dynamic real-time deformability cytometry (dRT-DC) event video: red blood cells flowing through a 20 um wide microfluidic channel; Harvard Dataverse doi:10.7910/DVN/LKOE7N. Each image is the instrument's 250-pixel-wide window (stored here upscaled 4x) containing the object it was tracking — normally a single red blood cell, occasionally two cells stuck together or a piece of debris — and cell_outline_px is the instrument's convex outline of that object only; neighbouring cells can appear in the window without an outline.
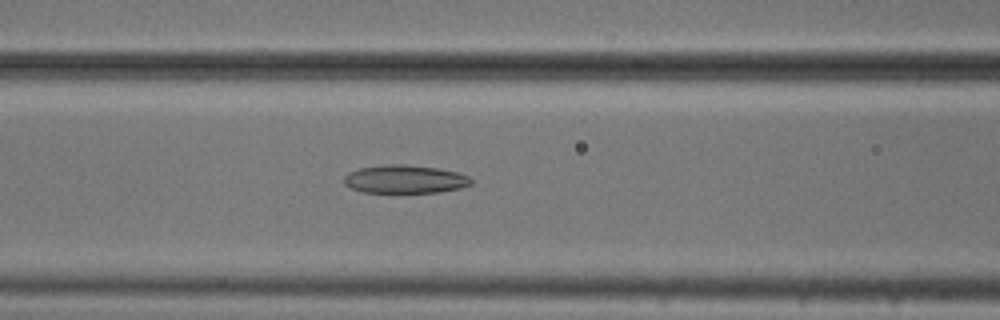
{"species": "common noctule bat (a hibernating species)", "species_latin": "Nyctalus noctula", "temperature_condition": "cold", "stored_images_in_passage": 53, "camera_frame_rate_fps": 3000, "um_per_image_px": 0.085, "animal": {"sex": "male", "body_mass_g": 20.5, "forearm_length_mm": 52.5}, "frame": {"image": 1, "passage_image": 22, "time_ms": 7.0, "image_size_px": [1000, 320], "cell_outline_px": [[472, 184], [460, 188], [440, 192], [396, 196], [364, 192], [352, 188], [344, 184], [344, 176], [348, 172], [360, 168], [384, 164], [404, 164], [436, 168], [456, 172], [468, 176], [472, 180]], "centroid_in_image_um": [34.38, 15.29], "position_along_channel_um": 132.2, "area_um2": 21.91}}
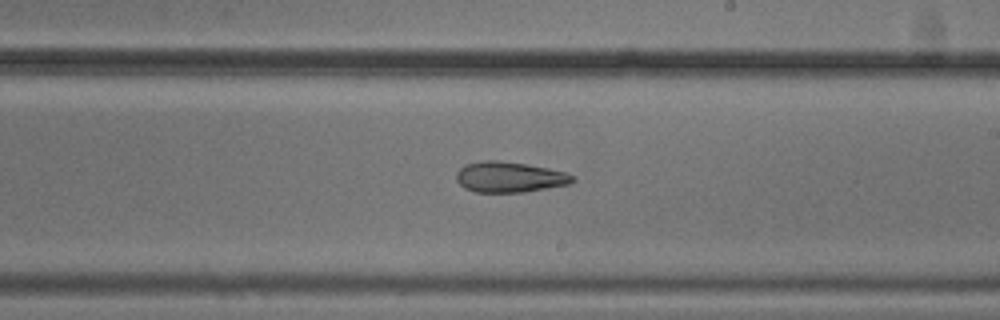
{"frame": {"image": 2, "passage_image": 31, "time_ms": 10.0, "image_size_px": [1000, 320], "cell_outline_px": [[576, 180], [568, 184], [524, 192], [476, 192], [464, 188], [456, 180], [456, 172], [464, 164], [480, 160], [500, 160], [528, 164], [548, 168], [564, 172], [572, 176]], "centroid_in_image_um": [43.25, 15.03], "position_along_channel_um": 245.7, "area_um2": 20.81}}
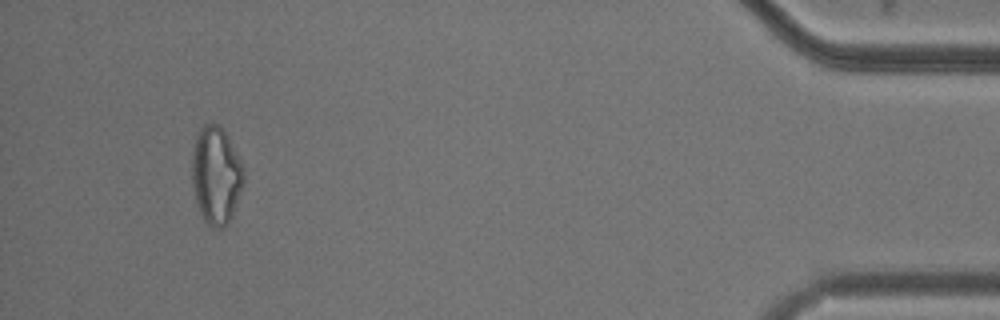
{"frame": {"image": 3, "passage_image": 50, "time_ms": 16.333, "image_size_px": [1000, 320], "cell_outline_px": [[244, 184], [232, 216], [228, 224], [224, 228], [212, 228], [204, 220], [200, 212], [196, 200], [192, 184], [192, 152], [196, 136], [200, 128], [204, 124], [212, 120], [224, 132], [240, 160], [244, 168]], "centroid_in_image_um": [18.36, 14.92], "position_along_channel_um": 416.8, "area_um2": 29.48}, "authors_computed_cell_mechanics": {"area_um2": 24.7962, "velocity_mm_per_s": 3.7791, "shape_relaxation_time_tau1_ms": null, "shape_relaxation_time_tau2_ms": 6.0658, "deformation_change_tau1": null, "deformation_change_tau2": 0.1559}}